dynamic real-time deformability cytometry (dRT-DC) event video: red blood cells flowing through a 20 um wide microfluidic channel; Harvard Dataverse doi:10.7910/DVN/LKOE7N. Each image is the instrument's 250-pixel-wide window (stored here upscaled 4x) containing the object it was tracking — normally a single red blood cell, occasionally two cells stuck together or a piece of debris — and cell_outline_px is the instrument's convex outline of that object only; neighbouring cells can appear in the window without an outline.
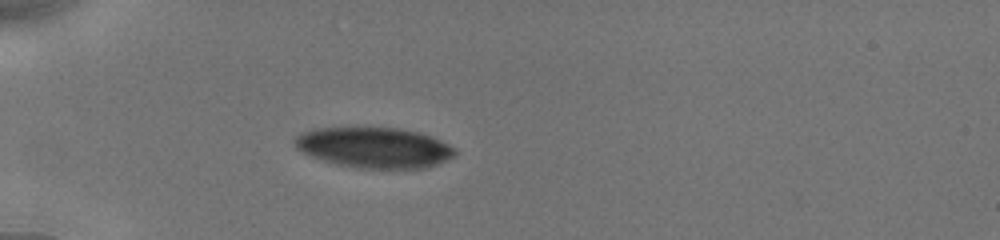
{"species": "human", "species_latin": "Homo sapiens", "temperature_condition": "cold", "stored_images_in_passage": 4, "camera_frame_rate_fps": 3000, "um_per_image_px": 0.085, "donor": {"sex": "male"}, "frame": {"image": 1, "passage_image": 2, "time_ms": 1.333, "image_size_px": [1000, 240], "cell_outline_px": [[456, 152], [452, 156], [436, 164], [424, 168], [356, 168], [336, 164], [312, 156], [296, 148], [292, 140], [296, 136], [312, 128], [352, 124], [356, 124], [396, 128], [416, 132], [432, 136], [456, 148]], "centroid_in_image_um": [31.73, 12.48], "position_along_channel_um": 53.3, "area_um2": 38.78}}
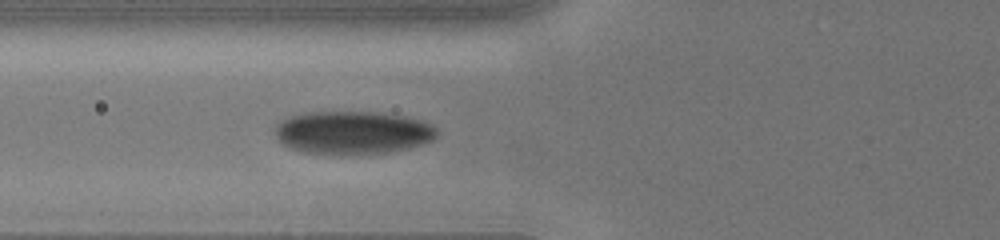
{"frame": {"image": 2, "passage_image": 4, "time_ms": 3.0, "image_size_px": [1000, 240], "cell_outline_px": [[436, 136], [432, 140], [408, 148], [388, 152], [300, 152], [288, 148], [276, 140], [276, 124], [292, 116], [308, 112], [376, 112], [404, 116], [420, 120], [436, 128]], "centroid_in_image_um": [29.94, 11.24], "position_along_channel_um": 95.9, "area_um2": 39.65}}